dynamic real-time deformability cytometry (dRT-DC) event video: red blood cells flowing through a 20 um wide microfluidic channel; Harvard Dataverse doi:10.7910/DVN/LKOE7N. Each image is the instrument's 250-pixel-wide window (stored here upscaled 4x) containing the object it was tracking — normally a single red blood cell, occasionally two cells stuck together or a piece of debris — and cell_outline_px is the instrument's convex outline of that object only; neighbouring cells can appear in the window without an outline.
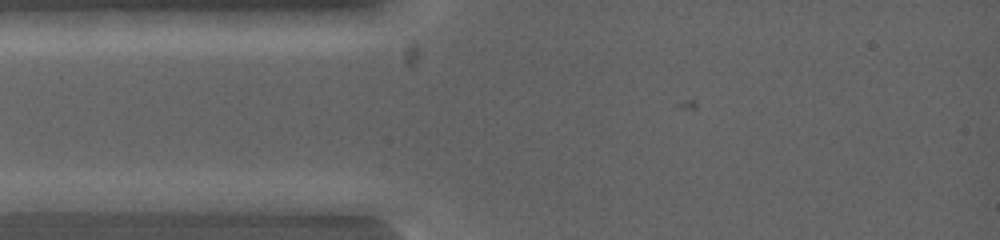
{"species": "common noctule bat (a hibernating species)", "species_latin": "Nyctalus noctula", "temperature_condition": "warm", "stored_images_in_passage": 2, "camera_frame_rate_fps": 5000, "um_per_image_px": 0.085, "animal": {"sex": "female", "body_mass_g": 19.0, "forearm_length_mm": 53.3}, "frame": {"image": 1, "passage_image": 1, "time_ms": 0.0, "image_size_px": [1000, 240], "cell_outline_px": [[120, 200], [64, 212], [16, 212], [12, 200], [40, 192], [96, 192]], "centroid_in_image_um": [5.07, 17.14], "position_along_channel_um": 79.9, "area_um2": 11.5}}